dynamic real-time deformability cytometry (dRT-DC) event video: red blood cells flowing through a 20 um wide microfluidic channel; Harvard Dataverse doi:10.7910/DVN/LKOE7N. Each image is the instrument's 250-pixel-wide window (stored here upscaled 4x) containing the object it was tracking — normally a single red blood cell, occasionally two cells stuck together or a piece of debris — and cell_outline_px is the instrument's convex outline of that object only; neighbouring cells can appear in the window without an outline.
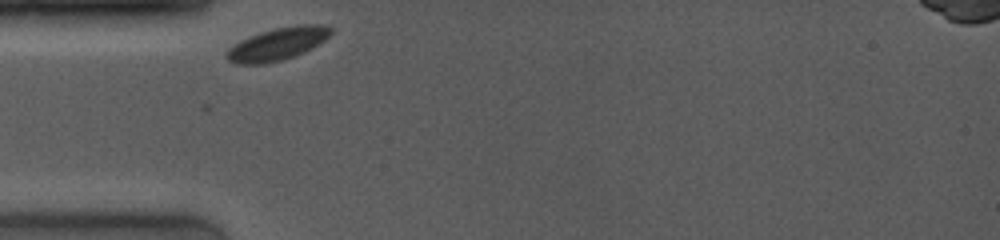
{"species": "common noctule bat (a hibernating species)", "species_latin": "Nyctalus noctula", "temperature_condition": "room temperature", "stored_images_in_passage": 2, "camera_frame_rate_fps": 4000, "um_per_image_px": 0.085, "animal": {"sex": "female", "body_mass_g": 19.0, "forearm_length_mm": 53.3}, "frame": {"image": 1, "passage_image": 1, "time_ms": 0.0, "image_size_px": [1000, 240], "cell_outline_px": [[332, 32], [324, 40], [312, 48], [304, 52], [280, 60], [260, 64], [236, 64], [228, 60], [224, 56], [228, 48], [240, 40], [248, 36], [260, 32], [276, 28], [300, 24], [328, 24], [332, 28]], "centroid_in_image_um": [23.58, 3.72], "position_along_channel_um": 61.4, "area_um2": 19.77}}